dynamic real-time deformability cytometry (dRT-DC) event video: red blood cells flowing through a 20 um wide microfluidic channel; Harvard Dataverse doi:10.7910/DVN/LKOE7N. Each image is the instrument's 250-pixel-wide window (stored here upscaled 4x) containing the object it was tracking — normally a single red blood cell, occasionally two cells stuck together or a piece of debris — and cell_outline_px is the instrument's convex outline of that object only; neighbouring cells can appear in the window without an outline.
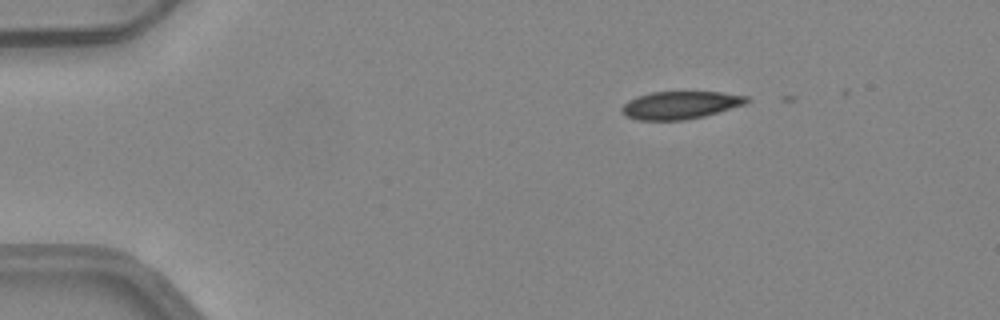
{"species": "common noctule bat (a hibernating species)", "species_latin": "Nyctalus noctula", "temperature_condition": "warm", "stored_images_in_passage": 2, "camera_frame_rate_fps": 3000, "um_per_image_px": 0.085, "animal": {"sex": "female", "body_mass_g": 24.6, "forearm_length_mm": 56.2}, "frame": {"image": 1, "passage_image": 1, "time_ms": 0.0, "image_size_px": [1000, 320], "cell_outline_px": [[752, 100], [744, 104], [704, 116], [684, 120], [636, 120], [624, 116], [620, 112], [620, 108], [628, 100], [636, 96], [652, 92], [720, 92], [748, 96]], "centroid_in_image_um": [57.77, 8.93], "position_along_channel_um": 27.2, "area_um2": 20.29}}